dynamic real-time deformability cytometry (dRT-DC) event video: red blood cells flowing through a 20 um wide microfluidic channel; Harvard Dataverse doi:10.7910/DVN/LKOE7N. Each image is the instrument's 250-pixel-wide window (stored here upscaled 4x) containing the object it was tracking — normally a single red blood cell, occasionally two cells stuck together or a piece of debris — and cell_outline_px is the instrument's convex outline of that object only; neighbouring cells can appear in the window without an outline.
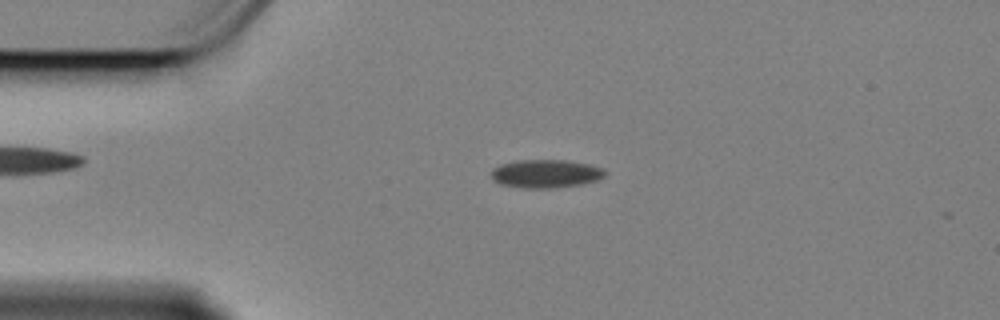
{"species": "Egyptian fruit bat (a non-hibernating species)", "species_latin": "Rousettus aegyptiacus", "temperature_condition": "cold", "stored_images_in_passage": 4, "camera_frame_rate_fps": 3000, "um_per_image_px": 0.085, "animal": {"sex": "female"}, "frame": {"image": 1, "passage_image": 1, "time_ms": 0.0, "image_size_px": [1000, 320], "cell_outline_px": [[608, 172], [604, 176], [596, 180], [580, 184], [556, 188], [524, 188], [500, 184], [492, 180], [492, 168], [500, 164], [516, 160], [568, 160], [588, 164], [604, 168]], "centroid_in_image_um": [46.38, 14.76], "position_along_channel_um": 38.6, "area_um2": 18.9}}